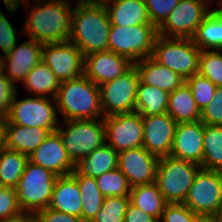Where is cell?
Masks as SVG:
<instances>
[{
  "instance_id": "cell-45",
  "label": "cell",
  "mask_w": 222,
  "mask_h": 222,
  "mask_svg": "<svg viewBox=\"0 0 222 222\" xmlns=\"http://www.w3.org/2000/svg\"><path fill=\"white\" fill-rule=\"evenodd\" d=\"M124 222H158V220L129 203L124 216Z\"/></svg>"
},
{
  "instance_id": "cell-2",
  "label": "cell",
  "mask_w": 222,
  "mask_h": 222,
  "mask_svg": "<svg viewBox=\"0 0 222 222\" xmlns=\"http://www.w3.org/2000/svg\"><path fill=\"white\" fill-rule=\"evenodd\" d=\"M47 1L49 0H41V6L36 4L33 7L23 32L42 44L69 41L73 8L65 0Z\"/></svg>"
},
{
  "instance_id": "cell-38",
  "label": "cell",
  "mask_w": 222,
  "mask_h": 222,
  "mask_svg": "<svg viewBox=\"0 0 222 222\" xmlns=\"http://www.w3.org/2000/svg\"><path fill=\"white\" fill-rule=\"evenodd\" d=\"M151 24L157 28L165 21L180 0H144Z\"/></svg>"
},
{
  "instance_id": "cell-16",
  "label": "cell",
  "mask_w": 222,
  "mask_h": 222,
  "mask_svg": "<svg viewBox=\"0 0 222 222\" xmlns=\"http://www.w3.org/2000/svg\"><path fill=\"white\" fill-rule=\"evenodd\" d=\"M143 147L157 157L170 156L177 122L166 112L142 116Z\"/></svg>"
},
{
  "instance_id": "cell-26",
  "label": "cell",
  "mask_w": 222,
  "mask_h": 222,
  "mask_svg": "<svg viewBox=\"0 0 222 222\" xmlns=\"http://www.w3.org/2000/svg\"><path fill=\"white\" fill-rule=\"evenodd\" d=\"M167 113L177 123L200 120L201 111L197 107L192 92L186 82L169 93Z\"/></svg>"
},
{
  "instance_id": "cell-44",
  "label": "cell",
  "mask_w": 222,
  "mask_h": 222,
  "mask_svg": "<svg viewBox=\"0 0 222 222\" xmlns=\"http://www.w3.org/2000/svg\"><path fill=\"white\" fill-rule=\"evenodd\" d=\"M35 219L38 222H84L81 218L59 212L49 207L38 211L35 214Z\"/></svg>"
},
{
  "instance_id": "cell-19",
  "label": "cell",
  "mask_w": 222,
  "mask_h": 222,
  "mask_svg": "<svg viewBox=\"0 0 222 222\" xmlns=\"http://www.w3.org/2000/svg\"><path fill=\"white\" fill-rule=\"evenodd\" d=\"M204 143V123H178L170 156L176 159L189 161L201 166Z\"/></svg>"
},
{
  "instance_id": "cell-33",
  "label": "cell",
  "mask_w": 222,
  "mask_h": 222,
  "mask_svg": "<svg viewBox=\"0 0 222 222\" xmlns=\"http://www.w3.org/2000/svg\"><path fill=\"white\" fill-rule=\"evenodd\" d=\"M28 155L3 147L0 151V177L5 187L16 188L28 162Z\"/></svg>"
},
{
  "instance_id": "cell-50",
  "label": "cell",
  "mask_w": 222,
  "mask_h": 222,
  "mask_svg": "<svg viewBox=\"0 0 222 222\" xmlns=\"http://www.w3.org/2000/svg\"><path fill=\"white\" fill-rule=\"evenodd\" d=\"M80 2H95V3H102L106 0H79Z\"/></svg>"
},
{
  "instance_id": "cell-1",
  "label": "cell",
  "mask_w": 222,
  "mask_h": 222,
  "mask_svg": "<svg viewBox=\"0 0 222 222\" xmlns=\"http://www.w3.org/2000/svg\"><path fill=\"white\" fill-rule=\"evenodd\" d=\"M111 23L103 3L78 2L73 7L69 41L83 56L108 51Z\"/></svg>"
},
{
  "instance_id": "cell-17",
  "label": "cell",
  "mask_w": 222,
  "mask_h": 222,
  "mask_svg": "<svg viewBox=\"0 0 222 222\" xmlns=\"http://www.w3.org/2000/svg\"><path fill=\"white\" fill-rule=\"evenodd\" d=\"M28 160L50 170L57 176L70 175L75 169V164L67 155L57 131L51 132L40 146L28 156Z\"/></svg>"
},
{
  "instance_id": "cell-9",
  "label": "cell",
  "mask_w": 222,
  "mask_h": 222,
  "mask_svg": "<svg viewBox=\"0 0 222 222\" xmlns=\"http://www.w3.org/2000/svg\"><path fill=\"white\" fill-rule=\"evenodd\" d=\"M50 97H30L17 101V93L10 106L3 125H20L25 127H40L50 133L59 127L55 99L51 102ZM55 107V108H54Z\"/></svg>"
},
{
  "instance_id": "cell-53",
  "label": "cell",
  "mask_w": 222,
  "mask_h": 222,
  "mask_svg": "<svg viewBox=\"0 0 222 222\" xmlns=\"http://www.w3.org/2000/svg\"><path fill=\"white\" fill-rule=\"evenodd\" d=\"M220 8H218L217 10L222 14V3L219 4Z\"/></svg>"
},
{
  "instance_id": "cell-15",
  "label": "cell",
  "mask_w": 222,
  "mask_h": 222,
  "mask_svg": "<svg viewBox=\"0 0 222 222\" xmlns=\"http://www.w3.org/2000/svg\"><path fill=\"white\" fill-rule=\"evenodd\" d=\"M159 157L143 146L118 153V169L126 176L130 187L148 185L156 180Z\"/></svg>"
},
{
  "instance_id": "cell-21",
  "label": "cell",
  "mask_w": 222,
  "mask_h": 222,
  "mask_svg": "<svg viewBox=\"0 0 222 222\" xmlns=\"http://www.w3.org/2000/svg\"><path fill=\"white\" fill-rule=\"evenodd\" d=\"M82 206L76 179L71 174L58 176L53 185L49 208L81 218Z\"/></svg>"
},
{
  "instance_id": "cell-34",
  "label": "cell",
  "mask_w": 222,
  "mask_h": 222,
  "mask_svg": "<svg viewBox=\"0 0 222 222\" xmlns=\"http://www.w3.org/2000/svg\"><path fill=\"white\" fill-rule=\"evenodd\" d=\"M95 180L105 198L129 196L131 187L126 176L118 168L105 172Z\"/></svg>"
},
{
  "instance_id": "cell-51",
  "label": "cell",
  "mask_w": 222,
  "mask_h": 222,
  "mask_svg": "<svg viewBox=\"0 0 222 222\" xmlns=\"http://www.w3.org/2000/svg\"><path fill=\"white\" fill-rule=\"evenodd\" d=\"M216 216H217L218 222H222V208L219 210Z\"/></svg>"
},
{
  "instance_id": "cell-40",
  "label": "cell",
  "mask_w": 222,
  "mask_h": 222,
  "mask_svg": "<svg viewBox=\"0 0 222 222\" xmlns=\"http://www.w3.org/2000/svg\"><path fill=\"white\" fill-rule=\"evenodd\" d=\"M200 120L207 125L222 126V86L216 88L210 104L201 110Z\"/></svg>"
},
{
  "instance_id": "cell-52",
  "label": "cell",
  "mask_w": 222,
  "mask_h": 222,
  "mask_svg": "<svg viewBox=\"0 0 222 222\" xmlns=\"http://www.w3.org/2000/svg\"><path fill=\"white\" fill-rule=\"evenodd\" d=\"M5 186H4V184H3V182H2V180H1V177H0V189H2V188H4Z\"/></svg>"
},
{
  "instance_id": "cell-7",
  "label": "cell",
  "mask_w": 222,
  "mask_h": 222,
  "mask_svg": "<svg viewBox=\"0 0 222 222\" xmlns=\"http://www.w3.org/2000/svg\"><path fill=\"white\" fill-rule=\"evenodd\" d=\"M57 177L50 170L28 161L15 188L22 211L35 215L49 207Z\"/></svg>"
},
{
  "instance_id": "cell-46",
  "label": "cell",
  "mask_w": 222,
  "mask_h": 222,
  "mask_svg": "<svg viewBox=\"0 0 222 222\" xmlns=\"http://www.w3.org/2000/svg\"><path fill=\"white\" fill-rule=\"evenodd\" d=\"M34 218H35L34 214L22 212L15 217L7 218L0 222H32Z\"/></svg>"
},
{
  "instance_id": "cell-4",
  "label": "cell",
  "mask_w": 222,
  "mask_h": 222,
  "mask_svg": "<svg viewBox=\"0 0 222 222\" xmlns=\"http://www.w3.org/2000/svg\"><path fill=\"white\" fill-rule=\"evenodd\" d=\"M201 166L171 156L159 158L156 180L167 203H184Z\"/></svg>"
},
{
  "instance_id": "cell-36",
  "label": "cell",
  "mask_w": 222,
  "mask_h": 222,
  "mask_svg": "<svg viewBox=\"0 0 222 222\" xmlns=\"http://www.w3.org/2000/svg\"><path fill=\"white\" fill-rule=\"evenodd\" d=\"M219 50H201L199 55V72L216 87L222 86V54Z\"/></svg>"
},
{
  "instance_id": "cell-29",
  "label": "cell",
  "mask_w": 222,
  "mask_h": 222,
  "mask_svg": "<svg viewBox=\"0 0 222 222\" xmlns=\"http://www.w3.org/2000/svg\"><path fill=\"white\" fill-rule=\"evenodd\" d=\"M169 93L139 81L135 112L142 116L160 115L167 112Z\"/></svg>"
},
{
  "instance_id": "cell-14",
  "label": "cell",
  "mask_w": 222,
  "mask_h": 222,
  "mask_svg": "<svg viewBox=\"0 0 222 222\" xmlns=\"http://www.w3.org/2000/svg\"><path fill=\"white\" fill-rule=\"evenodd\" d=\"M42 61L61 83L84 75V56L70 41L44 44Z\"/></svg>"
},
{
  "instance_id": "cell-27",
  "label": "cell",
  "mask_w": 222,
  "mask_h": 222,
  "mask_svg": "<svg viewBox=\"0 0 222 222\" xmlns=\"http://www.w3.org/2000/svg\"><path fill=\"white\" fill-rule=\"evenodd\" d=\"M130 203L158 221L161 219L165 206L168 204L158 189L157 184L138 185L130 189Z\"/></svg>"
},
{
  "instance_id": "cell-3",
  "label": "cell",
  "mask_w": 222,
  "mask_h": 222,
  "mask_svg": "<svg viewBox=\"0 0 222 222\" xmlns=\"http://www.w3.org/2000/svg\"><path fill=\"white\" fill-rule=\"evenodd\" d=\"M55 101L64 121L99 119L103 114L100 88L85 75L62 82Z\"/></svg>"
},
{
  "instance_id": "cell-31",
  "label": "cell",
  "mask_w": 222,
  "mask_h": 222,
  "mask_svg": "<svg viewBox=\"0 0 222 222\" xmlns=\"http://www.w3.org/2000/svg\"><path fill=\"white\" fill-rule=\"evenodd\" d=\"M71 175L76 179L81 192V219L84 222H91L100 211L105 197L100 192L95 178L79 175L75 170Z\"/></svg>"
},
{
  "instance_id": "cell-24",
  "label": "cell",
  "mask_w": 222,
  "mask_h": 222,
  "mask_svg": "<svg viewBox=\"0 0 222 222\" xmlns=\"http://www.w3.org/2000/svg\"><path fill=\"white\" fill-rule=\"evenodd\" d=\"M49 134L45 128L4 125V147L29 156Z\"/></svg>"
},
{
  "instance_id": "cell-35",
  "label": "cell",
  "mask_w": 222,
  "mask_h": 222,
  "mask_svg": "<svg viewBox=\"0 0 222 222\" xmlns=\"http://www.w3.org/2000/svg\"><path fill=\"white\" fill-rule=\"evenodd\" d=\"M129 196L106 197L100 211L91 222H124Z\"/></svg>"
},
{
  "instance_id": "cell-6",
  "label": "cell",
  "mask_w": 222,
  "mask_h": 222,
  "mask_svg": "<svg viewBox=\"0 0 222 222\" xmlns=\"http://www.w3.org/2000/svg\"><path fill=\"white\" fill-rule=\"evenodd\" d=\"M200 52L193 39L158 35L151 57L187 80L199 72Z\"/></svg>"
},
{
  "instance_id": "cell-11",
  "label": "cell",
  "mask_w": 222,
  "mask_h": 222,
  "mask_svg": "<svg viewBox=\"0 0 222 222\" xmlns=\"http://www.w3.org/2000/svg\"><path fill=\"white\" fill-rule=\"evenodd\" d=\"M184 204L195 214L216 216L222 208V172L201 168Z\"/></svg>"
},
{
  "instance_id": "cell-48",
  "label": "cell",
  "mask_w": 222,
  "mask_h": 222,
  "mask_svg": "<svg viewBox=\"0 0 222 222\" xmlns=\"http://www.w3.org/2000/svg\"><path fill=\"white\" fill-rule=\"evenodd\" d=\"M192 222H218L217 216L195 214Z\"/></svg>"
},
{
  "instance_id": "cell-30",
  "label": "cell",
  "mask_w": 222,
  "mask_h": 222,
  "mask_svg": "<svg viewBox=\"0 0 222 222\" xmlns=\"http://www.w3.org/2000/svg\"><path fill=\"white\" fill-rule=\"evenodd\" d=\"M23 82L29 93L34 96L48 97L47 94H49L53 99H55L61 84L42 60L26 75Z\"/></svg>"
},
{
  "instance_id": "cell-47",
  "label": "cell",
  "mask_w": 222,
  "mask_h": 222,
  "mask_svg": "<svg viewBox=\"0 0 222 222\" xmlns=\"http://www.w3.org/2000/svg\"><path fill=\"white\" fill-rule=\"evenodd\" d=\"M7 10L11 13H14L20 6L22 2H26L29 0H3Z\"/></svg>"
},
{
  "instance_id": "cell-42",
  "label": "cell",
  "mask_w": 222,
  "mask_h": 222,
  "mask_svg": "<svg viewBox=\"0 0 222 222\" xmlns=\"http://www.w3.org/2000/svg\"><path fill=\"white\" fill-rule=\"evenodd\" d=\"M193 213L184 203H168L165 206L160 221L163 222H192Z\"/></svg>"
},
{
  "instance_id": "cell-41",
  "label": "cell",
  "mask_w": 222,
  "mask_h": 222,
  "mask_svg": "<svg viewBox=\"0 0 222 222\" xmlns=\"http://www.w3.org/2000/svg\"><path fill=\"white\" fill-rule=\"evenodd\" d=\"M15 84L5 75L0 68V119L4 120L16 95Z\"/></svg>"
},
{
  "instance_id": "cell-43",
  "label": "cell",
  "mask_w": 222,
  "mask_h": 222,
  "mask_svg": "<svg viewBox=\"0 0 222 222\" xmlns=\"http://www.w3.org/2000/svg\"><path fill=\"white\" fill-rule=\"evenodd\" d=\"M16 38V31L0 10V47L5 54L16 46Z\"/></svg>"
},
{
  "instance_id": "cell-37",
  "label": "cell",
  "mask_w": 222,
  "mask_h": 222,
  "mask_svg": "<svg viewBox=\"0 0 222 222\" xmlns=\"http://www.w3.org/2000/svg\"><path fill=\"white\" fill-rule=\"evenodd\" d=\"M185 82L188 84L200 111L210 104L217 87L208 78L196 73Z\"/></svg>"
},
{
  "instance_id": "cell-49",
  "label": "cell",
  "mask_w": 222,
  "mask_h": 222,
  "mask_svg": "<svg viewBox=\"0 0 222 222\" xmlns=\"http://www.w3.org/2000/svg\"><path fill=\"white\" fill-rule=\"evenodd\" d=\"M4 147V125L3 120L0 119V151Z\"/></svg>"
},
{
  "instance_id": "cell-25",
  "label": "cell",
  "mask_w": 222,
  "mask_h": 222,
  "mask_svg": "<svg viewBox=\"0 0 222 222\" xmlns=\"http://www.w3.org/2000/svg\"><path fill=\"white\" fill-rule=\"evenodd\" d=\"M118 167V152L106 143L75 164L79 175L97 178Z\"/></svg>"
},
{
  "instance_id": "cell-10",
  "label": "cell",
  "mask_w": 222,
  "mask_h": 222,
  "mask_svg": "<svg viewBox=\"0 0 222 222\" xmlns=\"http://www.w3.org/2000/svg\"><path fill=\"white\" fill-rule=\"evenodd\" d=\"M139 74L133 65L121 76L99 86L104 117L135 112Z\"/></svg>"
},
{
  "instance_id": "cell-23",
  "label": "cell",
  "mask_w": 222,
  "mask_h": 222,
  "mask_svg": "<svg viewBox=\"0 0 222 222\" xmlns=\"http://www.w3.org/2000/svg\"><path fill=\"white\" fill-rule=\"evenodd\" d=\"M102 3L111 25L126 27L151 24L144 0H106Z\"/></svg>"
},
{
  "instance_id": "cell-5",
  "label": "cell",
  "mask_w": 222,
  "mask_h": 222,
  "mask_svg": "<svg viewBox=\"0 0 222 222\" xmlns=\"http://www.w3.org/2000/svg\"><path fill=\"white\" fill-rule=\"evenodd\" d=\"M158 28L153 24L133 26L111 25L108 50L136 63L152 55Z\"/></svg>"
},
{
  "instance_id": "cell-18",
  "label": "cell",
  "mask_w": 222,
  "mask_h": 222,
  "mask_svg": "<svg viewBox=\"0 0 222 222\" xmlns=\"http://www.w3.org/2000/svg\"><path fill=\"white\" fill-rule=\"evenodd\" d=\"M134 65L128 58L113 51L84 56V75L100 86L121 76Z\"/></svg>"
},
{
  "instance_id": "cell-8",
  "label": "cell",
  "mask_w": 222,
  "mask_h": 222,
  "mask_svg": "<svg viewBox=\"0 0 222 222\" xmlns=\"http://www.w3.org/2000/svg\"><path fill=\"white\" fill-rule=\"evenodd\" d=\"M104 116L91 120H66V130L57 128L67 155L76 164L106 143Z\"/></svg>"
},
{
  "instance_id": "cell-20",
  "label": "cell",
  "mask_w": 222,
  "mask_h": 222,
  "mask_svg": "<svg viewBox=\"0 0 222 222\" xmlns=\"http://www.w3.org/2000/svg\"><path fill=\"white\" fill-rule=\"evenodd\" d=\"M44 44L30 38L19 47L16 46L1 57L0 68L7 69L9 74L5 75L14 83L23 81L26 75L42 60V49Z\"/></svg>"
},
{
  "instance_id": "cell-22",
  "label": "cell",
  "mask_w": 222,
  "mask_h": 222,
  "mask_svg": "<svg viewBox=\"0 0 222 222\" xmlns=\"http://www.w3.org/2000/svg\"><path fill=\"white\" fill-rule=\"evenodd\" d=\"M143 84L160 88L168 93L181 86L185 79L173 70L155 61L151 56L134 63Z\"/></svg>"
},
{
  "instance_id": "cell-13",
  "label": "cell",
  "mask_w": 222,
  "mask_h": 222,
  "mask_svg": "<svg viewBox=\"0 0 222 222\" xmlns=\"http://www.w3.org/2000/svg\"><path fill=\"white\" fill-rule=\"evenodd\" d=\"M107 145L118 153L143 145V119L138 112L123 113L103 118Z\"/></svg>"
},
{
  "instance_id": "cell-39",
  "label": "cell",
  "mask_w": 222,
  "mask_h": 222,
  "mask_svg": "<svg viewBox=\"0 0 222 222\" xmlns=\"http://www.w3.org/2000/svg\"><path fill=\"white\" fill-rule=\"evenodd\" d=\"M22 212L16 190L11 187L0 189V221L15 217Z\"/></svg>"
},
{
  "instance_id": "cell-28",
  "label": "cell",
  "mask_w": 222,
  "mask_h": 222,
  "mask_svg": "<svg viewBox=\"0 0 222 222\" xmlns=\"http://www.w3.org/2000/svg\"><path fill=\"white\" fill-rule=\"evenodd\" d=\"M192 39L200 50L210 48L222 52V14L217 9L211 10Z\"/></svg>"
},
{
  "instance_id": "cell-32",
  "label": "cell",
  "mask_w": 222,
  "mask_h": 222,
  "mask_svg": "<svg viewBox=\"0 0 222 222\" xmlns=\"http://www.w3.org/2000/svg\"><path fill=\"white\" fill-rule=\"evenodd\" d=\"M201 168L222 172V126L204 124Z\"/></svg>"
},
{
  "instance_id": "cell-12",
  "label": "cell",
  "mask_w": 222,
  "mask_h": 222,
  "mask_svg": "<svg viewBox=\"0 0 222 222\" xmlns=\"http://www.w3.org/2000/svg\"><path fill=\"white\" fill-rule=\"evenodd\" d=\"M206 0H180L165 21L158 27V35L168 38L192 39L198 26L211 12Z\"/></svg>"
}]
</instances>
